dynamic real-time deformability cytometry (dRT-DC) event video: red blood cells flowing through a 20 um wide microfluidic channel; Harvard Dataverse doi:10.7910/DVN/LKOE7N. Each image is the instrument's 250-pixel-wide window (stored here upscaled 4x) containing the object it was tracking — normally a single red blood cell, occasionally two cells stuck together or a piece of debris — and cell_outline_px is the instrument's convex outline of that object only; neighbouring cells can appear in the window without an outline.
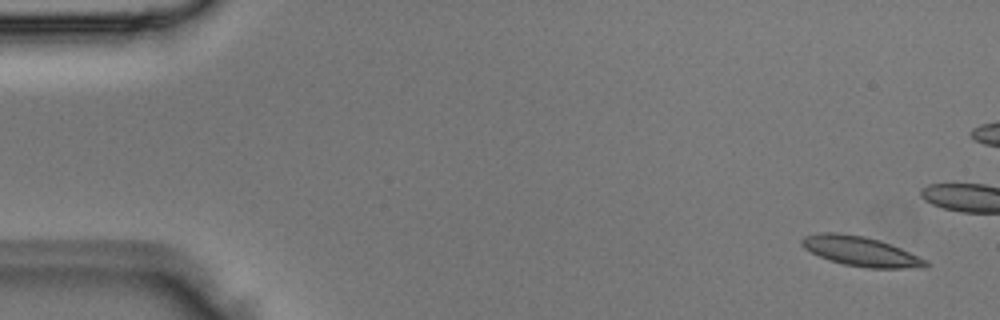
{"species": "Egyptian fruit bat (a non-hibernating species)", "species_latin": "Rousettus aegyptiacus", "temperature_condition": "room temperature", "stored_images_in_passage": 4, "camera_frame_rate_fps": 3000, "um_per_image_px": 0.085, "animal": {"sex": "male"}, "frame": {"image": 1, "passage_image": 1, "time_ms": 0.0, "image_size_px": [1000, 320], "cell_outline_px": [[932, 264], [924, 268], [868, 268], [844, 264], [820, 256], [804, 248], [800, 244], [800, 240], [804, 236], [820, 232], [840, 232], [864, 236], [880, 240], [900, 248], [928, 260]], "centroid_in_image_um": [73.19, 21.35], "position_along_channel_um": 11.8, "area_um2": 21.5}}